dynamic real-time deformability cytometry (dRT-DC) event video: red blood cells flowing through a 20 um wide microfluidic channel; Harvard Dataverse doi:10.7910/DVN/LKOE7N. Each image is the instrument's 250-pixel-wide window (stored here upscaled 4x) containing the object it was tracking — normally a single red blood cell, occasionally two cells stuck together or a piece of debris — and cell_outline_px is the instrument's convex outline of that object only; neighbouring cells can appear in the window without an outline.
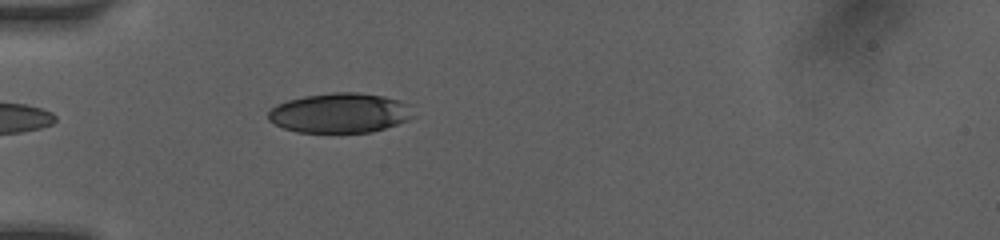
{"species": "human", "species_latin": "Homo sapiens", "temperature_condition": "room temperature", "stored_images_in_passage": 6, "camera_frame_rate_fps": 3000, "um_per_image_px": 0.085, "donor": {"sex": "female"}, "frame": {"image": 1, "passage_image": 6, "time_ms": 5.0, "image_size_px": [1000, 240], "cell_outline_px": [[412, 116], [408, 120], [372, 132], [296, 132], [284, 128], [268, 120], [268, 112], [276, 104], [288, 100], [304, 96], [332, 92], [356, 92], [384, 96], [400, 100], [408, 104]], "centroid_in_image_um": [28.86, 9.59], "position_along_channel_um": 56.1, "area_um2": 33.47}}